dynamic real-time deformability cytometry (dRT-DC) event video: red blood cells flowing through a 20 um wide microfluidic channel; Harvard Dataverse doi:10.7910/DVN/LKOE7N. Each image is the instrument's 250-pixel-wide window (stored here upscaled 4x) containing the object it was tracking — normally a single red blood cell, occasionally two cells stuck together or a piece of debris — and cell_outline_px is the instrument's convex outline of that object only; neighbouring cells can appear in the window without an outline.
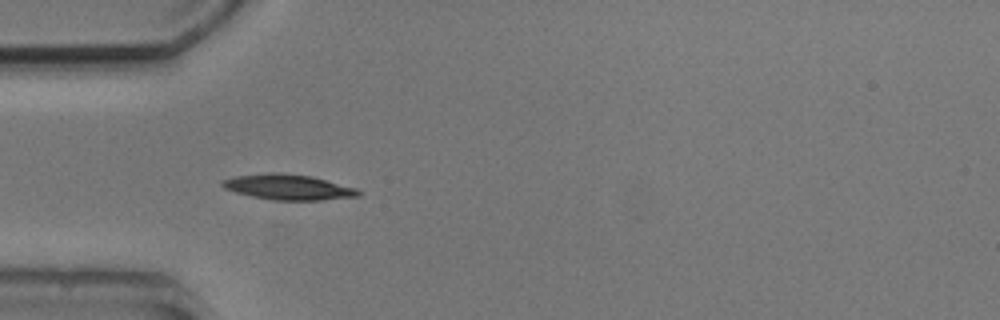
{"species": "common noctule bat (a hibernating species)", "species_latin": "Nyctalus noctula", "temperature_condition": "cold", "stored_images_in_passage": 5, "camera_frame_rate_fps": 3000, "um_per_image_px": 0.085, "animal": {"sex": "male", "body_mass_g": 20.5, "forearm_length_mm": 52.5}, "frame": {"image": 1, "passage_image": 1, "time_ms": 0.0, "image_size_px": [1000, 320], "cell_outline_px": [[360, 196], [324, 200], [272, 200], [252, 196], [236, 192], [224, 188], [220, 184], [220, 180], [232, 176], [268, 172], [280, 172], [312, 176], [356, 188], [360, 192]], "centroid_in_image_um": [24.46, 15.89], "position_along_channel_um": 60.5, "area_um2": 20.35}}